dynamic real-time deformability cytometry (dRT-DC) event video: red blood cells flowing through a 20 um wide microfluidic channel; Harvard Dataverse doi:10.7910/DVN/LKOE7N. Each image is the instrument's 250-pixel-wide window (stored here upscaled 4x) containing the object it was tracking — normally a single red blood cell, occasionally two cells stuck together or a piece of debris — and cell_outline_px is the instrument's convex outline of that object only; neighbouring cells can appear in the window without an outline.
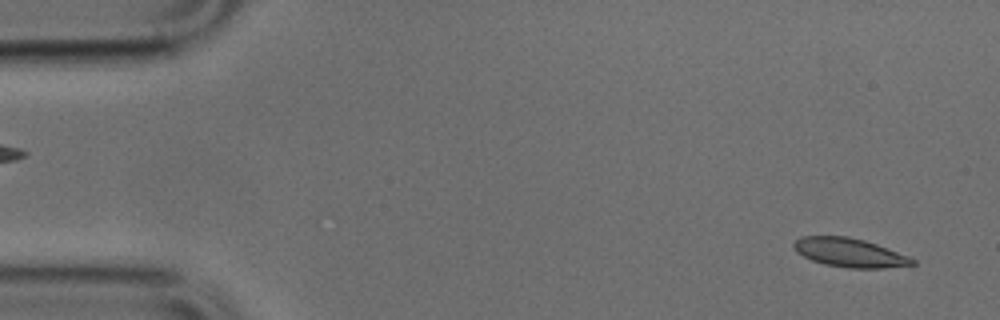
{"species": "common noctule bat (a hibernating species)", "species_latin": "Nyctalus noctula", "temperature_condition": "cold", "stored_images_in_passage": 48, "camera_frame_rate_fps": 3000, "um_per_image_px": 0.085, "animal": {"sex": "male", "body_mass_g": 17.9, "forearm_length_mm": 54.2}, "frame": {"image": 1, "passage_image": 1, "time_ms": 0.0, "image_size_px": [1000, 320], "cell_outline_px": [[916, 264], [884, 268], [848, 268], [824, 264], [812, 260], [796, 252], [792, 244], [800, 236], [848, 236], [864, 240], [876, 244], [908, 256], [916, 260]], "centroid_in_image_um": [72.2, 21.47], "position_along_channel_um": 12.8, "area_um2": 19.88}}
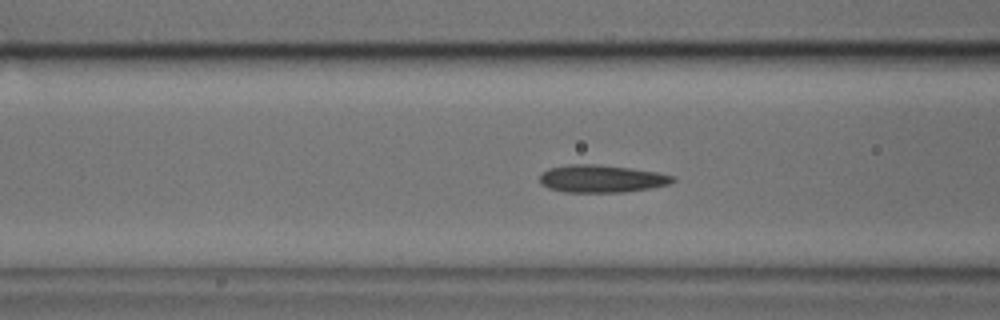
{"frame": {"image": 2, "passage_image": 17, "time_ms": 5.333, "image_size_px": [1000, 320], "cell_outline_px": [[676, 180], [668, 184], [648, 188], [624, 192], [564, 192], [548, 188], [540, 184], [540, 176], [548, 168], [568, 164], [596, 164], [628, 168], [656, 172], [676, 176]], "centroid_in_image_um": [51.1, 15.19], "position_along_channel_um": 115.5, "area_um2": 21.27}}
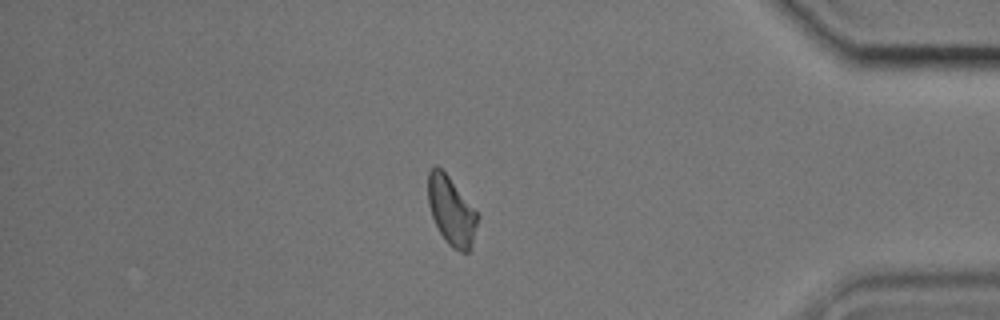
{"frame": {"image": 3, "passage_image": 41, "time_ms": 13.333, "image_size_px": [1000, 320], "cell_outline_px": [[480, 216], [472, 244], [468, 252], [460, 252], [452, 248], [448, 244], [440, 232], [432, 216], [428, 204], [428, 172], [436, 164], [448, 176]], "centroid_in_image_um": [38.37, 17.94], "position_along_channel_um": 396.8, "area_um2": 19.59}}